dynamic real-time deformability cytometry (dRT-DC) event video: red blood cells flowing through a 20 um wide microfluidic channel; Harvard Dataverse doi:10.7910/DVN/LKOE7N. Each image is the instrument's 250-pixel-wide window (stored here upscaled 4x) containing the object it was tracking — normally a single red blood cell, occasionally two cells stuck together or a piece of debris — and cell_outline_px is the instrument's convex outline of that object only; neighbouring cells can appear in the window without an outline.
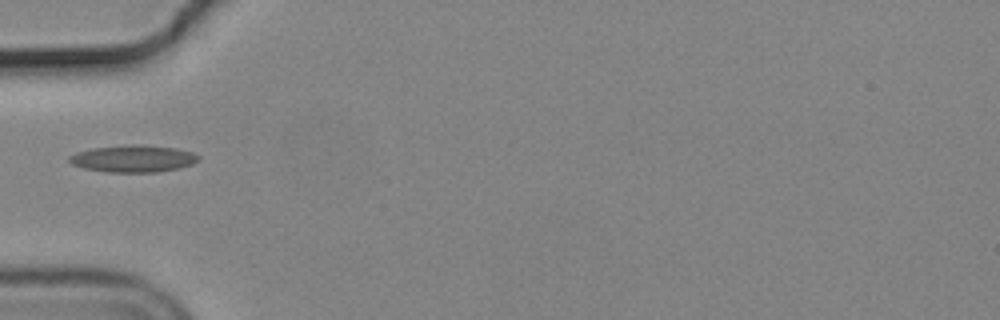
{"species": "common noctule bat (a hibernating species)", "species_latin": "Nyctalus noctula", "temperature_condition": "cold", "stored_images_in_passage": 7, "camera_frame_rate_fps": 3000, "um_per_image_px": 0.085, "animal": {"sex": "male", "body_mass_g": 19.2, "forearm_length_mm": 51.8}, "frame": {"image": 1, "passage_image": 1, "time_ms": 0.0, "image_size_px": [1000, 320], "cell_outline_px": [[200, 156], [192, 164], [176, 168], [156, 172], [104, 172], [84, 168], [72, 164], [68, 160], [68, 156], [76, 152], [92, 148], [132, 144], [176, 148], [192, 152]], "centroid_in_image_um": [11.27, 13.48], "position_along_channel_um": 73.7, "area_um2": 20.17}}
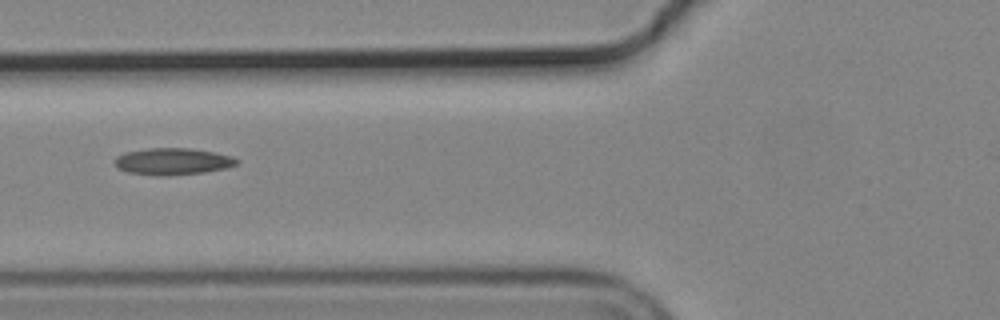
{"frame": {"image": 2, "passage_image": 4, "time_ms": 1.0, "image_size_px": [1000, 320], "cell_outline_px": [[240, 160], [236, 164], [224, 168], [204, 172], [168, 176], [156, 176], [128, 172], [116, 168], [116, 156], [128, 152], [148, 148], [192, 148], [216, 152], [232, 156]], "centroid_in_image_um": [14.69, 13.72], "position_along_channel_um": 111.1, "area_um2": 19.07}}